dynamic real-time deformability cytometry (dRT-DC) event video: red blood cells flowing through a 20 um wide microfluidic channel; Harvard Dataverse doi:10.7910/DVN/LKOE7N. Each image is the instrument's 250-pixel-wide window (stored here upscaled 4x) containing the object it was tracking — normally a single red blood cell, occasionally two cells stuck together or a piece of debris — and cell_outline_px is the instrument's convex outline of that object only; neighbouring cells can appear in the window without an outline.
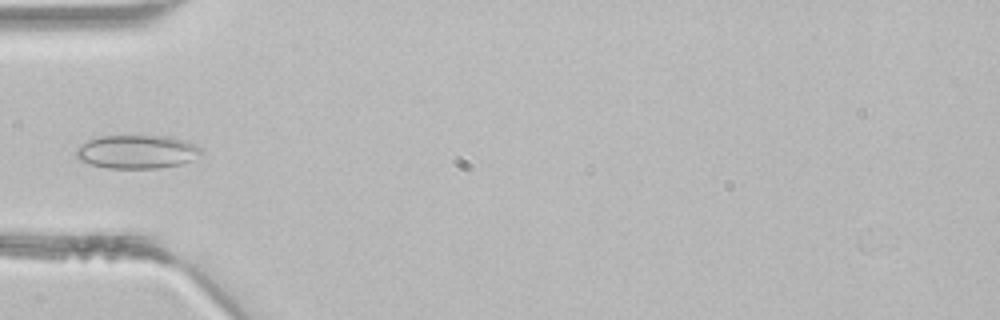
{"species": "common noctule bat (a hibernating species)", "species_latin": "Nyctalus noctula", "temperature_condition": "room temperature", "stored_images_in_passage": 3, "camera_frame_rate_fps": 3000, "um_per_image_px": 0.085, "animal": {"sex": "male", "body_mass_g": 21.5, "forearm_length_mm": 52.0}, "frame": {"image": 1, "passage_image": 3, "time_ms": 0.667, "image_size_px": [1000, 320], "cell_outline_px": [[204, 152], [192, 160], [180, 164], [156, 168], [108, 168], [76, 160], [76, 148], [88, 140], [100, 136], [168, 136], [188, 140], [200, 148]], "centroid_in_image_um": [11.65, 12.89], "position_along_channel_um": 73.4, "area_um2": 24.51}}